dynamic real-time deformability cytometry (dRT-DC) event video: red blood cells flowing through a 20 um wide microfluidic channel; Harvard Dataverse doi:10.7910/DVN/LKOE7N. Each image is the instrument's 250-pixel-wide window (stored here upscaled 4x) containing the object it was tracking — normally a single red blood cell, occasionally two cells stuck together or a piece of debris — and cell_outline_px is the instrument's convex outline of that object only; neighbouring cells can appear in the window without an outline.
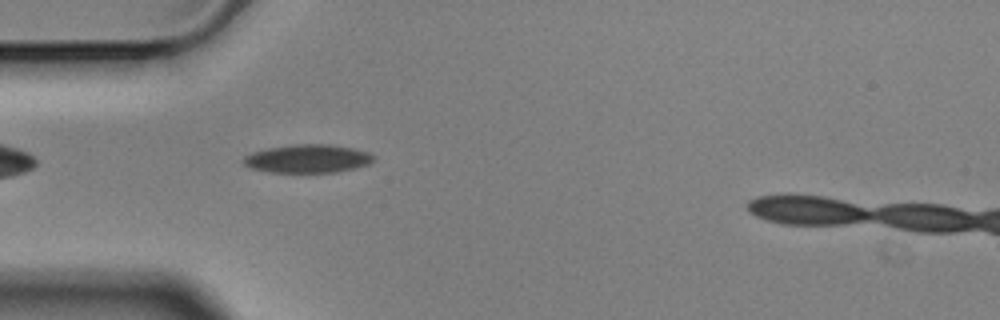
{"species": "Egyptian fruit bat (a non-hibernating species)", "species_latin": "Rousettus aegyptiacus", "temperature_condition": "cold", "stored_images_in_passage": 41, "camera_frame_rate_fps": 3000, "um_per_image_px": 0.085, "animal": {"sex": "male"}, "frame": {"image": 1, "passage_image": 4, "time_ms": 1.0, "image_size_px": [1000, 320], "cell_outline_px": [[376, 156], [368, 164], [356, 168], [336, 172], [268, 172], [252, 168], [244, 164], [240, 160], [244, 156], [252, 152], [268, 148], [292, 144], [328, 144], [352, 148], [368, 152]], "centroid_in_image_um": [26.13, 13.48], "position_along_channel_um": 58.9, "area_um2": 21.5}}
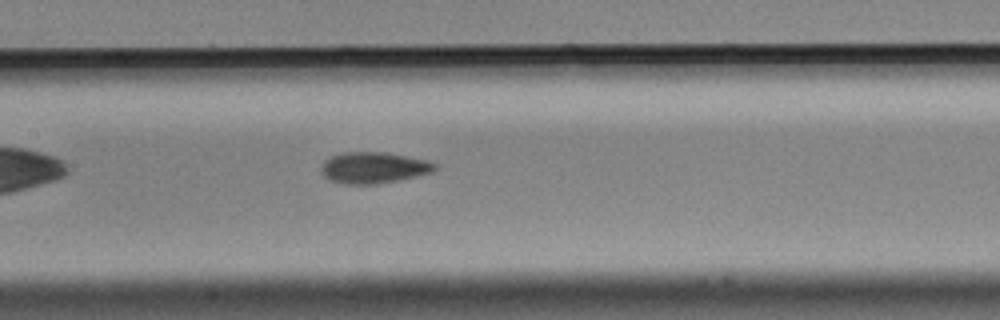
{"frame": {"image": 2, "passage_image": 14, "time_ms": 4.333, "image_size_px": [1000, 320], "cell_outline_px": [[440, 168], [432, 172], [400, 180], [376, 184], [340, 184], [328, 180], [320, 172], [320, 168], [324, 160], [332, 156], [344, 152], [384, 152], [428, 160], [436, 164]], "centroid_in_image_um": [31.75, 14.26], "position_along_channel_um": 175.7, "area_um2": 20.98}}
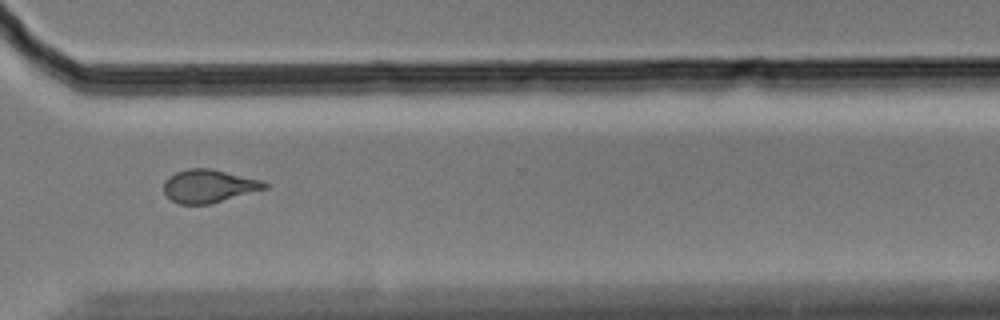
{"frame": {"image": 3, "passage_image": 29, "time_ms": 9.333, "image_size_px": [1000, 320], "cell_outline_px": [[268, 188], [208, 204], [180, 204], [172, 200], [164, 192], [164, 180], [168, 176], [176, 172], [188, 168], [212, 168], [260, 180], [268, 184]], "centroid_in_image_um": [17.72, 15.8], "position_along_channel_um": 352.9, "area_um2": 19.31}}